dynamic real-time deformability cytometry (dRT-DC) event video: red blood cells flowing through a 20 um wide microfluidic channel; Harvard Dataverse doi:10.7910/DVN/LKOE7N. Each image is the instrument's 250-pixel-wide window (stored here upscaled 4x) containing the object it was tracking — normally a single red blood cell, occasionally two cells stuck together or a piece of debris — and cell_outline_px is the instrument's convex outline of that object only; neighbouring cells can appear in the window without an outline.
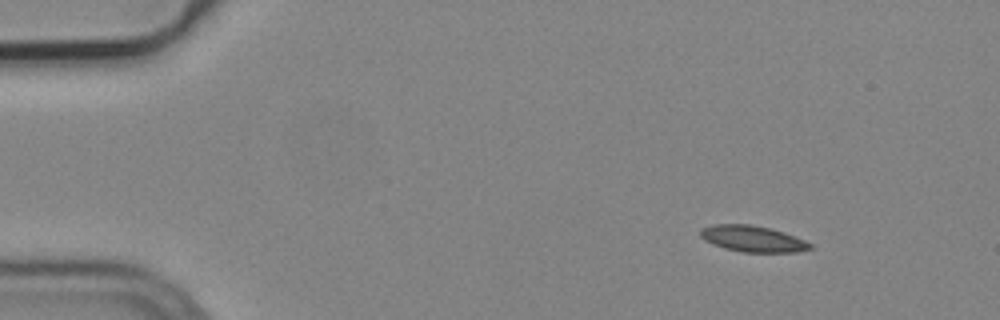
{"species": "common noctule bat (a hibernating species)", "species_latin": "Nyctalus noctula", "temperature_condition": "cold", "stored_images_in_passage": 3, "camera_frame_rate_fps": 3000, "um_per_image_px": 0.085, "animal": {"sex": "male", "body_mass_g": 19.2, "forearm_length_mm": 51.8}, "frame": {"image": 1, "passage_image": 1, "time_ms": 0.0, "image_size_px": [1000, 320], "cell_outline_px": [[812, 248], [796, 252], [744, 252], [724, 248], [712, 244], [704, 240], [700, 236], [700, 228], [716, 224], [752, 224], [768, 228], [804, 240], [812, 244]], "centroid_in_image_um": [63.92, 20.29], "position_along_channel_um": 21.1, "area_um2": 16.53}}